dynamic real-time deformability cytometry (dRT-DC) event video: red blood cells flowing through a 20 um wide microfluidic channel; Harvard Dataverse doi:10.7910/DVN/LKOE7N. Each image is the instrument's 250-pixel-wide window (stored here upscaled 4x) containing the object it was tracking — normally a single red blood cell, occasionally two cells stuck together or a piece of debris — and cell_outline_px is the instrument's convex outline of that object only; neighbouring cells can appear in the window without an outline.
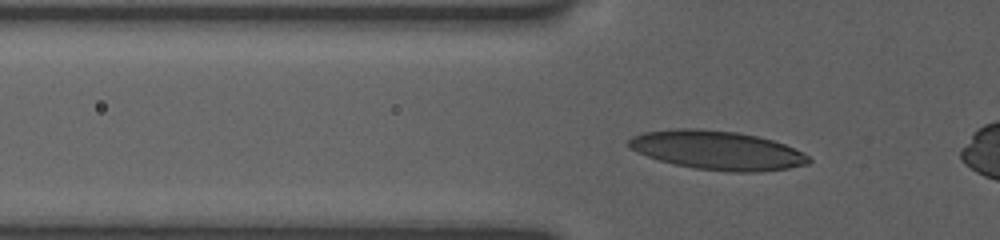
{"species": "human", "species_latin": "Homo sapiens", "temperature_condition": "room temperature", "stored_images_in_passage": 43, "camera_frame_rate_fps": 3000, "um_per_image_px": 0.085, "donor": {"sex": "female"}, "frame": {"image": 1, "passage_image": 11, "time_ms": 3.333, "image_size_px": [1000, 240], "cell_outline_px": [[812, 160], [808, 164], [788, 168], [756, 172], [728, 172], [696, 168], [676, 164], [660, 160], [636, 152], [628, 148], [628, 140], [632, 136], [644, 132], [672, 128], [696, 128], [736, 132], [756, 136], [772, 140], [784, 144], [808, 156]], "centroid_in_image_um": [60.92, 12.77], "position_along_channel_um": 64.9, "area_um2": 40.63}}
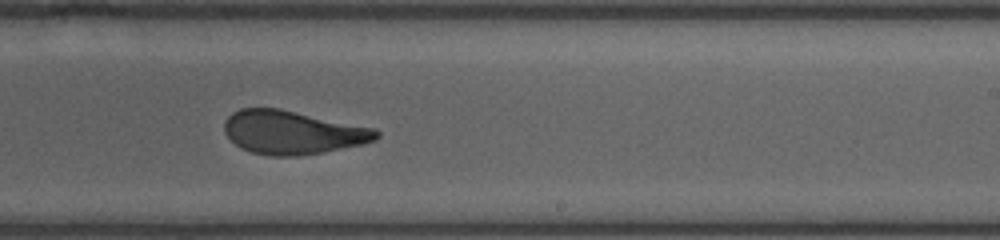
{"frame": {"image": 2, "passage_image": 27, "time_ms": 8.667, "image_size_px": [1000, 240], "cell_outline_px": [[380, 136], [376, 140], [360, 144], [320, 152], [296, 156], [272, 156], [252, 152], [240, 148], [224, 132], [224, 120], [232, 112], [240, 108], [280, 108], [376, 128], [380, 132]], "centroid_in_image_um": [24.85, 11.23], "position_along_channel_um": 264.1, "area_um2": 38.49}}
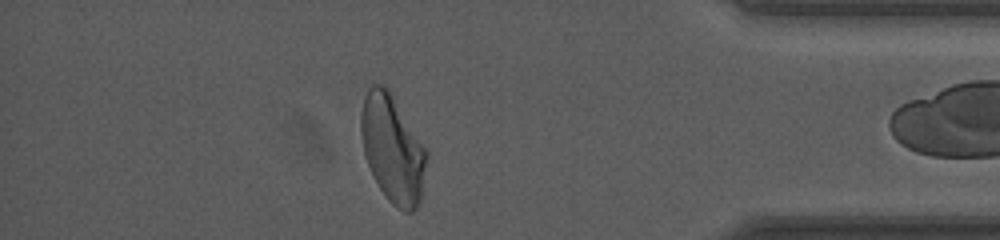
{"frame": {"image": 3, "passage_image": 40, "time_ms": 13.0, "image_size_px": [1000, 240], "cell_outline_px": [[428, 156], [420, 200], [416, 208], [412, 212], [404, 212], [396, 208], [388, 200], [380, 188], [368, 164], [364, 152], [360, 132], [360, 116], [364, 96], [368, 88], [372, 84], [384, 84], [388, 88], [428, 152]], "centroid_in_image_um": [33.36, 12.64], "position_along_channel_um": 401.8, "area_um2": 40.92}}